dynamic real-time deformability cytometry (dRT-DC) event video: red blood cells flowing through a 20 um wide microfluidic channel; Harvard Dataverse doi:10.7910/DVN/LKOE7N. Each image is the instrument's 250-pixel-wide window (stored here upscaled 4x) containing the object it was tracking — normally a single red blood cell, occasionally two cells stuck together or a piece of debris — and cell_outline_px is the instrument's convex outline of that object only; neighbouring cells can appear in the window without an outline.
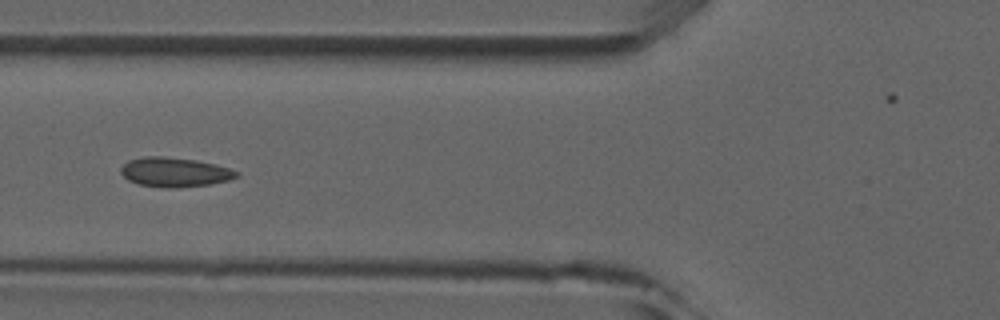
{"species": "common noctule bat (a hibernating species)", "species_latin": "Nyctalus noctula", "temperature_condition": "room temperature", "stored_images_in_passage": 6, "camera_frame_rate_fps": 3000, "um_per_image_px": 0.085, "animal": {"sex": "male", "forearm_length_mm": 52.5}, "frame": {"image": 1, "passage_image": 4, "time_ms": 4.333, "image_size_px": [1000, 320], "cell_outline_px": [[240, 172], [236, 176], [228, 180], [208, 184], [180, 188], [164, 188], [140, 184], [128, 180], [120, 172], [120, 168], [128, 160], [148, 156], [160, 156], [196, 160], [216, 164]], "centroid_in_image_um": [14.83, 14.63], "position_along_channel_um": 111.0, "area_um2": 19.71}}
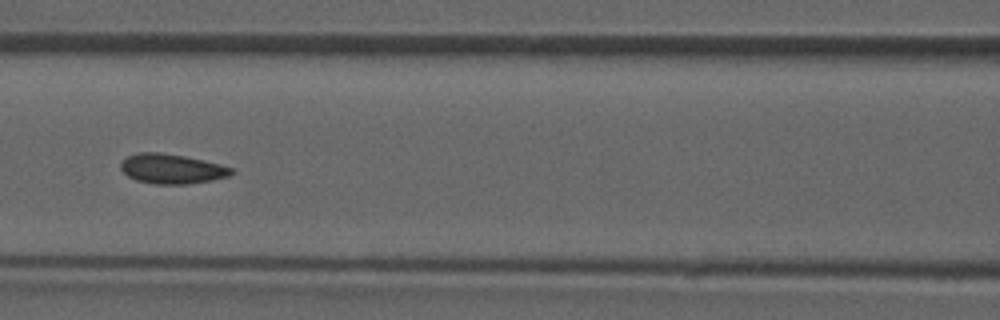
{"frame": {"image": 2, "passage_image": 5, "time_ms": 5.333, "image_size_px": [1000, 320], "cell_outline_px": [[236, 172], [228, 176], [212, 180], [188, 184], [156, 184], [136, 180], [128, 176], [120, 168], [120, 164], [128, 156], [136, 152], [160, 152], [184, 156], [204, 160], [220, 164], [232, 168]], "centroid_in_image_um": [14.61, 14.34], "position_along_channel_um": 152.0, "area_um2": 19.19}}